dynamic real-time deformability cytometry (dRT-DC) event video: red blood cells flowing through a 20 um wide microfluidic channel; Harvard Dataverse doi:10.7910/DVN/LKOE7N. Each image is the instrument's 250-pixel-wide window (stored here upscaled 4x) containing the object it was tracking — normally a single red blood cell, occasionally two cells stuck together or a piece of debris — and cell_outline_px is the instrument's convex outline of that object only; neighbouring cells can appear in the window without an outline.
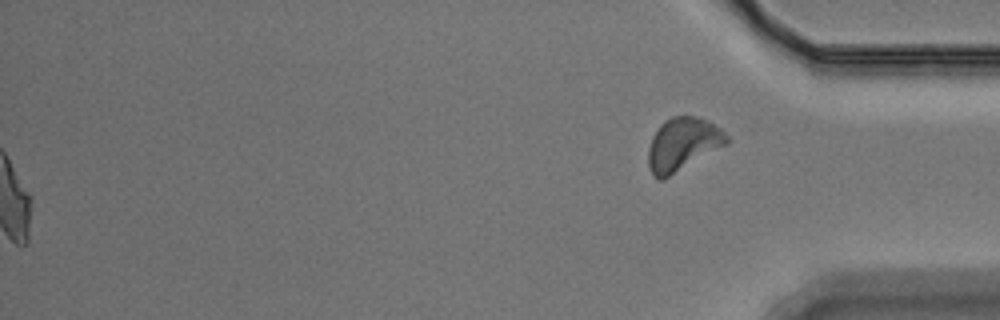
{"species": "Egyptian fruit bat (a non-hibernating species)", "species_latin": "Rousettus aegyptiacus", "temperature_condition": "warm", "stored_images_in_passage": 59, "segment_of_instrument_passage": [2, 2], "camera_frame_rate_fps": 3000, "um_per_image_px": 0.085, "animal": {"sex": "male"}, "frame": {"image": 1, "passage_image": 59, "time_ms": 19.333, "image_size_px": [1000, 320], "cell_outline_px": [[728, 144], [664, 180], [660, 180], [652, 176], [648, 168], [648, 148], [652, 136], [660, 124], [664, 120], [672, 116], [696, 116], [708, 120], [720, 128], [728, 136]], "centroid_in_image_um": [58.01, 12.28], "position_along_channel_um": 377.2, "area_um2": 24.68}}